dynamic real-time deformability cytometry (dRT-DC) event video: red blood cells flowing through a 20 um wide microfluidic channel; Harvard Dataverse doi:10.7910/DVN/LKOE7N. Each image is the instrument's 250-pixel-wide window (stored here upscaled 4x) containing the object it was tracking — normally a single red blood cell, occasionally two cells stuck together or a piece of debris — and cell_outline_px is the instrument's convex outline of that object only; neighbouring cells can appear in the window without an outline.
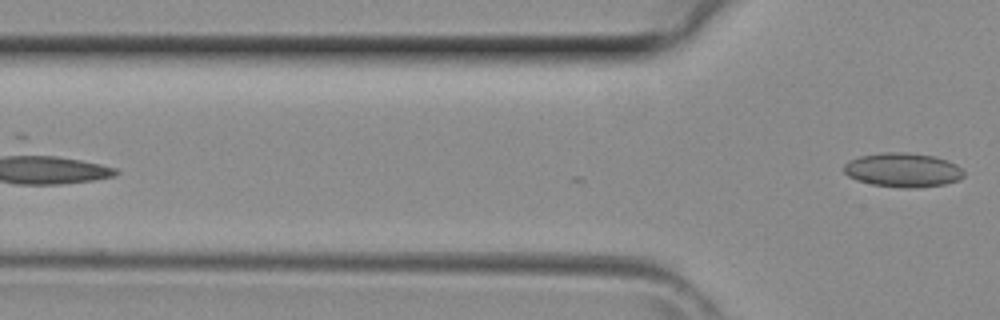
{"species": "common noctule bat (a hibernating species)", "species_latin": "Nyctalus noctula", "temperature_condition": "room temperature", "stored_images_in_passage": 3, "camera_frame_rate_fps": 3000, "um_per_image_px": 0.085, "animal": {"sex": "female", "body_mass_g": 29.2, "forearm_length_mm": 56.3}, "frame": {"image": 1, "passage_image": 3, "time_ms": 0.667, "image_size_px": [1000, 320], "cell_outline_px": [[964, 176], [960, 180], [944, 184], [916, 188], [904, 188], [872, 184], [856, 180], [848, 176], [844, 172], [844, 164], [848, 160], [860, 156], [880, 152], [908, 152], [932, 156], [948, 160], [956, 164], [964, 172]], "centroid_in_image_um": [76.73, 14.44], "position_along_channel_um": 49.1, "area_um2": 24.04}}